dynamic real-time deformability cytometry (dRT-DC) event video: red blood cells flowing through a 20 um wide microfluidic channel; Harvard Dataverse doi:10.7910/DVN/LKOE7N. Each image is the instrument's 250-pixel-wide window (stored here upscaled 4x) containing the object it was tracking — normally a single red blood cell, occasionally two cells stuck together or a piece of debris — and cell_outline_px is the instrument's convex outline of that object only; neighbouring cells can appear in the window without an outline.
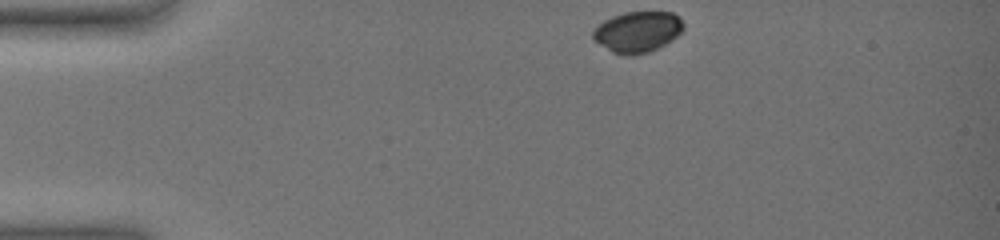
{"species": "common noctule bat (a hibernating species)", "species_latin": "Nyctalus noctula", "temperature_condition": "warm", "stored_images_in_passage": 42, "camera_frame_rate_fps": 3000, "um_per_image_px": 0.085, "animal": {"sex": "female", "body_mass_g": 19.0, "forearm_length_mm": 51.5}, "frame": {"image": 1, "passage_image": 1, "time_ms": 0.0, "image_size_px": [1000, 240], "cell_outline_px": [[684, 28], [672, 40], [648, 52], [632, 56], [624, 56], [612, 52], [592, 40], [592, 32], [604, 20], [612, 16], [624, 12], [672, 12], [684, 24]], "centroid_in_image_um": [54.15, 2.72], "position_along_channel_um": 30.8, "area_um2": 21.5}}
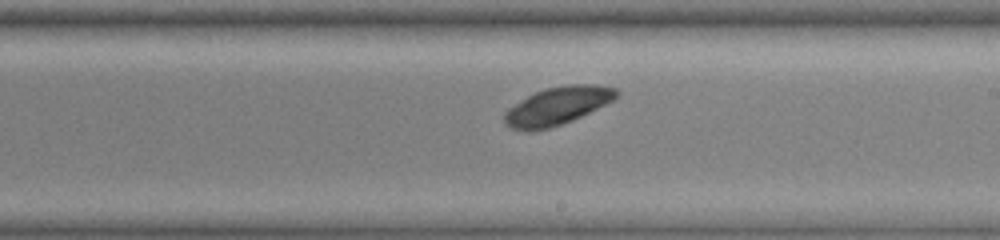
{"frame": {"image": 2, "passage_image": 25, "time_ms": 8.0, "image_size_px": [1000, 240], "cell_outline_px": [[620, 96], [572, 120], [548, 128], [532, 132], [524, 132], [512, 128], [504, 124], [504, 112], [508, 108], [528, 96], [544, 88], [564, 84], [596, 84], [616, 88], [620, 92]], "centroid_in_image_um": [47.36, 8.99], "position_along_channel_um": 241.6, "area_um2": 24.74}}
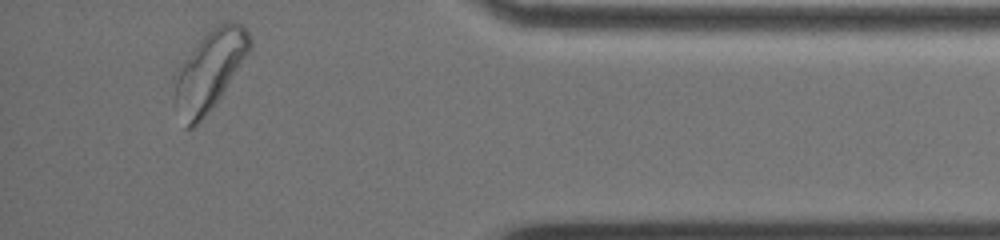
{"frame": {"image": 3, "passage_image": 42, "time_ms": 13.667, "image_size_px": [1000, 240], "cell_outline_px": [[252, 48], [212, 108], [192, 128], [184, 128], [172, 76], [180, 64], [196, 44], [216, 24], [224, 20], [232, 20], [244, 24], [252, 40]], "centroid_in_image_um": [17.85, 5.9], "position_along_channel_um": 417.3, "area_um2": 34.45}, "authors_computed_cell_mechanics": {"area_um2": 24.7095, "velocity_mm_per_s": 3.4654, "shape_relaxation_time_tau1_ms": 0.8552, "shape_relaxation_time_tau2_ms": null, "deformation_change_tau1": 0.0718, "deformation_change_tau2": null}}